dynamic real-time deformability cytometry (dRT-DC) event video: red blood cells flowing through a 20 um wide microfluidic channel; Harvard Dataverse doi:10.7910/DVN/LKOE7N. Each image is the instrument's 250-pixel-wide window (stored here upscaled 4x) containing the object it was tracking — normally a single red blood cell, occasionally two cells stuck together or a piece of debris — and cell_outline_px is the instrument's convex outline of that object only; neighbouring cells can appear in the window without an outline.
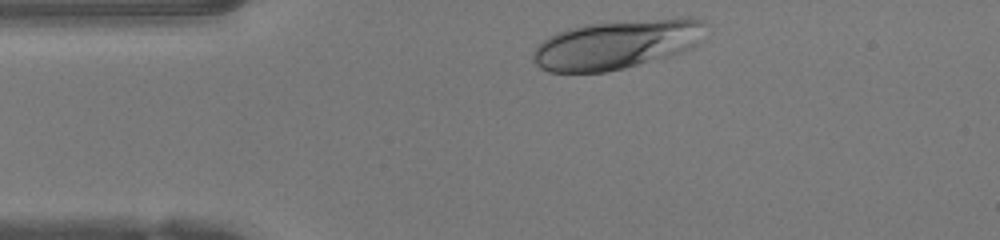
{"species": "human", "species_latin": "Homo sapiens", "temperature_condition": "warm", "stored_images_in_passage": 30, "camera_frame_rate_fps": 3000, "um_per_image_px": 0.085, "donor": {"sex": "female"}, "frame": {"image": 1, "passage_image": 1, "time_ms": 0.0, "image_size_px": [1000, 240], "cell_outline_px": [[704, 20], [696, 44], [688, 48], [668, 56], [624, 68], [604, 72], [548, 72], [540, 68], [532, 60], [532, 52], [548, 36], [556, 32], [568, 28], [584, 24], [684, 16], [688, 16]], "centroid_in_image_um": [52.34, 3.76], "position_along_channel_um": 32.7, "area_um2": 49.07}}
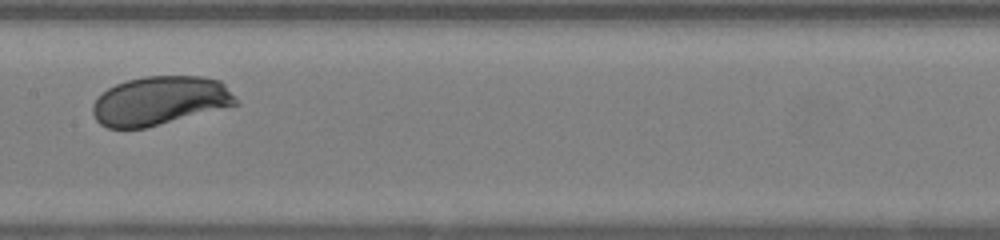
{"frame": {"image": 2, "passage_image": 15, "time_ms": 4.667, "image_size_px": [1000, 240], "cell_outline_px": [[240, 104], [144, 128], [108, 128], [100, 124], [96, 120], [92, 112], [92, 104], [108, 88], [116, 84], [128, 80], [144, 76], [204, 76], [220, 80], [224, 84]], "centroid_in_image_um": [13.59, 8.55], "position_along_channel_um": 193.8, "area_um2": 40.52}}
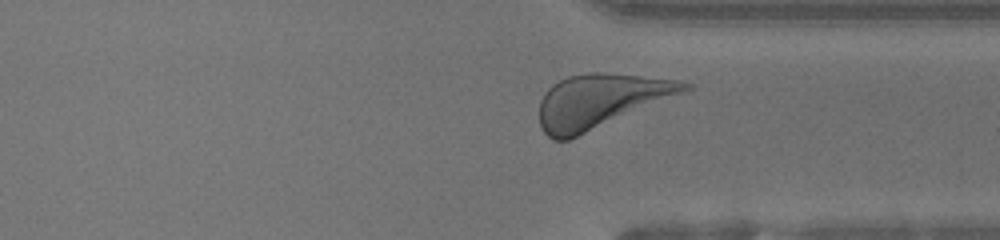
{"frame": {"image": 3, "passage_image": 27, "time_ms": 8.667, "image_size_px": [1000, 240], "cell_outline_px": [[692, 88], [684, 92], [568, 140], [552, 140], [540, 128], [540, 100], [544, 92], [552, 84], [568, 76], [592, 72], [600, 72], [684, 80], [692, 84]], "centroid_in_image_um": [51.01, 8.57], "position_along_channel_um": 360.4, "area_um2": 45.26}, "authors_computed_cell_mechanics": {"area_um2": 41.8472, "velocity_mm_per_s": 4.1772, "shape_relaxation_time_tau1_ms": 2.028, "shape_relaxation_time_tau2_ms": null, "deformation_change_tau1": 0.1498, "deformation_change_tau2": null}}